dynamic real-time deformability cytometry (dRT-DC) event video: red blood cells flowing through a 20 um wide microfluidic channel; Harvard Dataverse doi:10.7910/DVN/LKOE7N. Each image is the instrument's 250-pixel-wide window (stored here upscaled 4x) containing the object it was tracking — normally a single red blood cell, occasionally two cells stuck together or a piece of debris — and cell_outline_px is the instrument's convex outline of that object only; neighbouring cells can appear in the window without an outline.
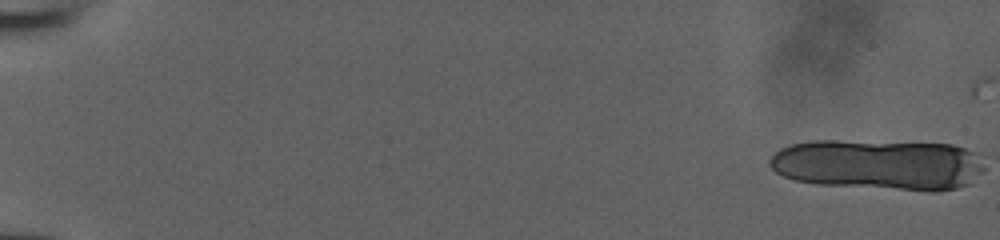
{"species": "human", "species_latin": "Homo sapiens", "temperature_condition": "room temperature", "stored_images_in_passage": 17, "camera_frame_rate_fps": 3000, "um_per_image_px": 0.085, "donor": {"sex": "male"}, "frame": {"image": 1, "passage_image": 1, "time_ms": 0.0, "image_size_px": [1000, 240], "cell_outline_px": [[984, 172], [968, 184], [956, 188], [936, 192], [932, 192], [816, 184], [796, 180], [784, 176], [776, 172], [768, 164], [768, 160], [780, 148], [792, 144], [812, 140], [836, 140], [952, 144], [964, 148], [972, 152], [984, 168]], "centroid_in_image_um": [74.66, 14.0], "position_along_channel_um": 10.3, "area_um2": 63.75}}